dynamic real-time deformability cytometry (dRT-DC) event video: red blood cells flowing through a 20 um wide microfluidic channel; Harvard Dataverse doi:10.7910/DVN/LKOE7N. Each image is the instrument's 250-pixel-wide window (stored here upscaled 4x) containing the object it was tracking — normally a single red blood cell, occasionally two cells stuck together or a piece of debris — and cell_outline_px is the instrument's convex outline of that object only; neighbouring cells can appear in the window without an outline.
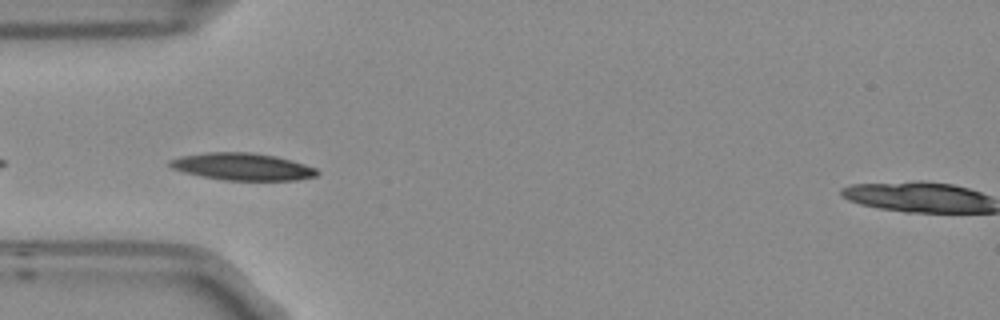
{"species": "Egyptian fruit bat (a non-hibernating species)", "species_latin": "Rousettus aegyptiacus", "temperature_condition": "room temperature", "stored_images_in_passage": 5, "camera_frame_rate_fps": 3000, "um_per_image_px": 0.085, "frame": {"image": 1, "passage_image": 5, "time_ms": 1.333, "image_size_px": [1000, 320], "cell_outline_px": [[320, 172], [316, 176], [300, 180], [224, 180], [200, 176], [184, 172], [172, 168], [168, 164], [168, 160], [180, 156], [204, 152], [252, 152], [276, 156], [304, 164], [316, 168]], "centroid_in_image_um": [20.59, 14.16], "position_along_channel_um": 64.4, "area_um2": 23.47}}